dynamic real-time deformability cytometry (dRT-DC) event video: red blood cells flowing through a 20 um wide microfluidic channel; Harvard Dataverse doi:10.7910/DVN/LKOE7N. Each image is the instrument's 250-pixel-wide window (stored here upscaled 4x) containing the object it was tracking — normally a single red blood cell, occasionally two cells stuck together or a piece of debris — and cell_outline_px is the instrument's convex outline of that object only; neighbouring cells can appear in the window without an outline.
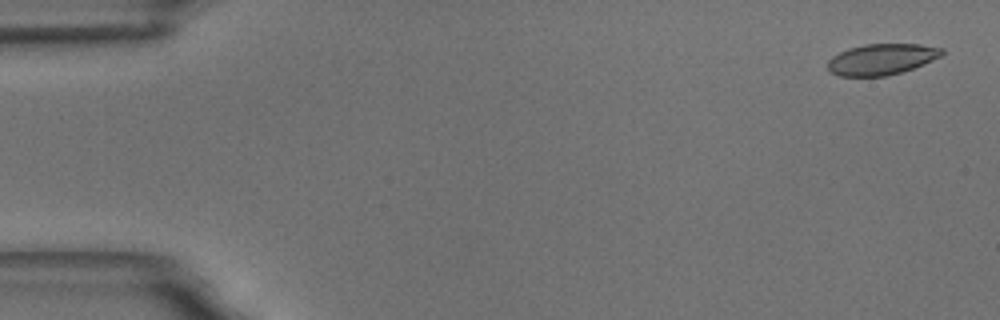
{"species": "common noctule bat (a hibernating species)", "species_latin": "Nyctalus noctula", "temperature_condition": "room temperature", "stored_images_in_passage": 4, "camera_frame_rate_fps": 3000, "um_per_image_px": 0.085, "animal": {"sex": "male", "body_mass_g": 18.8}, "frame": {"image": 1, "passage_image": 1, "time_ms": 0.0, "image_size_px": [1000, 320], "cell_outline_px": [[944, 56], [912, 68], [900, 72], [884, 76], [840, 76], [828, 72], [828, 60], [832, 56], [848, 48], [864, 44], [920, 44], [944, 48]], "centroid_in_image_um": [74.94, 5.03], "position_along_channel_um": 10.1, "area_um2": 20.75}}
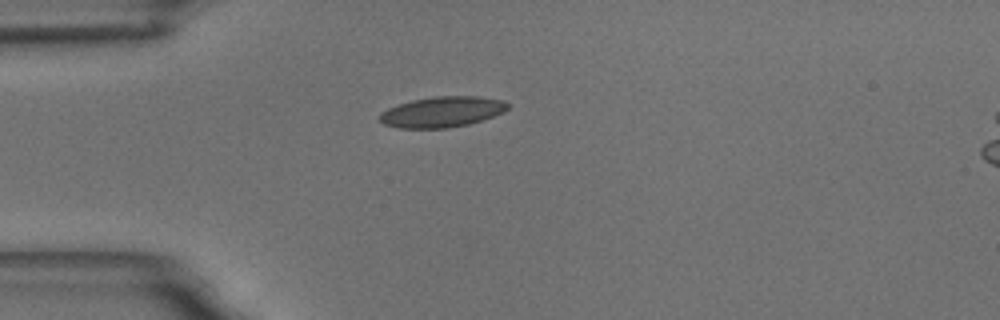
{"frame": {"image": 2, "passage_image": 4, "time_ms": 4.333, "image_size_px": [1000, 320], "cell_outline_px": [[512, 104], [504, 112], [468, 124], [448, 128], [400, 128], [384, 124], [376, 120], [380, 112], [388, 108], [412, 100], [432, 96], [480, 96], [500, 100]], "centroid_in_image_um": [37.55, 9.51], "position_along_channel_um": 47.5, "area_um2": 22.95}}